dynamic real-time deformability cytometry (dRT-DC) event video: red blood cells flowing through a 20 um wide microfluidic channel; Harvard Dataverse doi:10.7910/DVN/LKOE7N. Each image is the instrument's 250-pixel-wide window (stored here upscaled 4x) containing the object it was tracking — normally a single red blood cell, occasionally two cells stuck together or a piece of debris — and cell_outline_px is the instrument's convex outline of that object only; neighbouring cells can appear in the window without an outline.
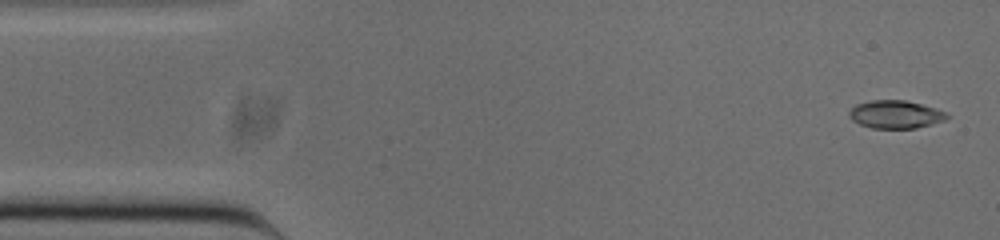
{"species": "common noctule bat (a hibernating species)", "species_latin": "Nyctalus noctula", "temperature_condition": "cold", "stored_images_in_passage": 48, "camera_frame_rate_fps": 3000, "um_per_image_px": 0.085, "animal": {"sex": "male", "body_mass_g": 20.0, "forearm_length_mm": 53.3}, "frame": {"image": 1, "passage_image": 2, "time_ms": 0.333, "image_size_px": [1000, 240], "cell_outline_px": [[948, 116], [944, 120], [932, 124], [916, 128], [872, 128], [860, 124], [852, 120], [848, 116], [848, 112], [856, 104], [872, 100], [904, 100], [936, 108], [948, 112]], "centroid_in_image_um": [76.11, 9.72], "position_along_channel_um": 8.9, "area_um2": 15.9}}
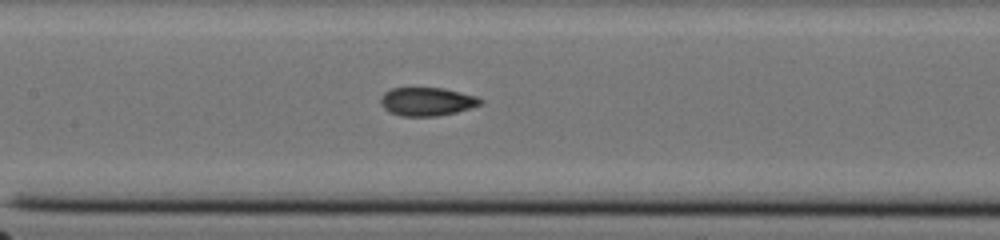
{"frame": {"image": 2, "passage_image": 23, "time_ms": 7.333, "image_size_px": [1000, 240], "cell_outline_px": [[484, 104], [456, 112], [436, 116], [400, 116], [384, 108], [380, 104], [380, 96], [384, 92], [392, 88], [444, 88], [476, 96], [484, 100]], "centroid_in_image_um": [36.31, 8.63], "position_along_channel_um": 171.1, "area_um2": 16.59}}
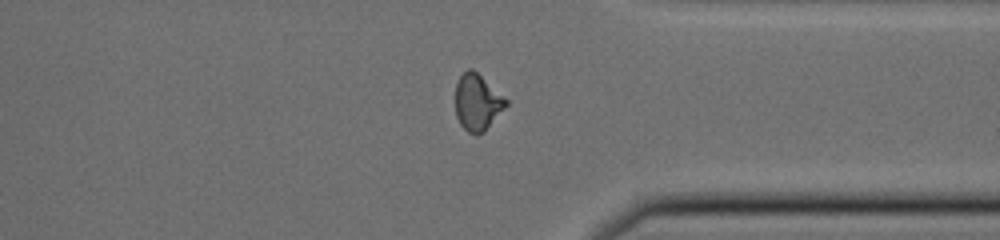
{"frame": {"image": 3, "passage_image": 39, "time_ms": 12.667, "image_size_px": [1000, 240], "cell_outline_px": [[508, 104], [484, 132], [476, 136], [468, 132], [460, 124], [456, 116], [456, 84], [460, 76], [468, 68], [472, 68], [508, 100]], "centroid_in_image_um": [40.57, 8.71], "position_along_channel_um": 370.8, "area_um2": 16.53}, "authors_computed_cell_mechanics": {"area_um2": 16.6464, "velocity_mm_per_s": 3.8646, "shape_relaxation_time_tau1_ms": 7.4569, "shape_relaxation_time_tau2_ms": 1.2153, "deformation_change_tau1": 0.214, "deformation_change_tau2": 0.0597}}